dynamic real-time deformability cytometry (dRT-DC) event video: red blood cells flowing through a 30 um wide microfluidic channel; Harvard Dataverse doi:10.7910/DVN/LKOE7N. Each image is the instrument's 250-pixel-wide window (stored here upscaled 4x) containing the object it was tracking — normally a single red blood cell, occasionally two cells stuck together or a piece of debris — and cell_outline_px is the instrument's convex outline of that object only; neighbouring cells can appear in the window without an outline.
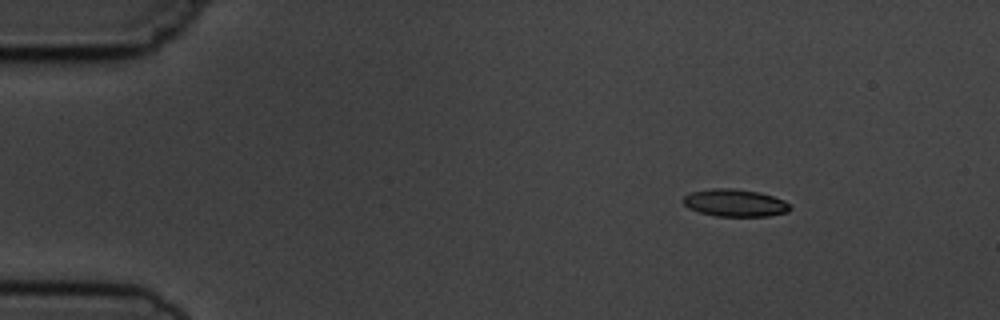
{"species": "common noctule bat (a hibernating species)", "species_latin": "Nyctalus noctula", "temperature_condition": "cold", "stored_images_in_passage": 5, "camera_frame_rate_fps": 3000, "um_per_image_px": 0.085, "animal": {"sex": "male", "body_mass_g": 19.5, "forearm_length_mm": 54.6}, "frame": {"image": 1, "passage_image": 3, "time_ms": 2.333, "image_size_px": [1000, 320], "cell_outline_px": [[792, 208], [788, 212], [768, 216], [716, 216], [700, 212], [688, 208], [684, 204], [684, 196], [692, 192], [712, 188], [732, 188], [760, 192], [784, 200]], "centroid_in_image_um": [62.49, 17.24], "position_along_channel_um": 22.5, "area_um2": 16.99}}
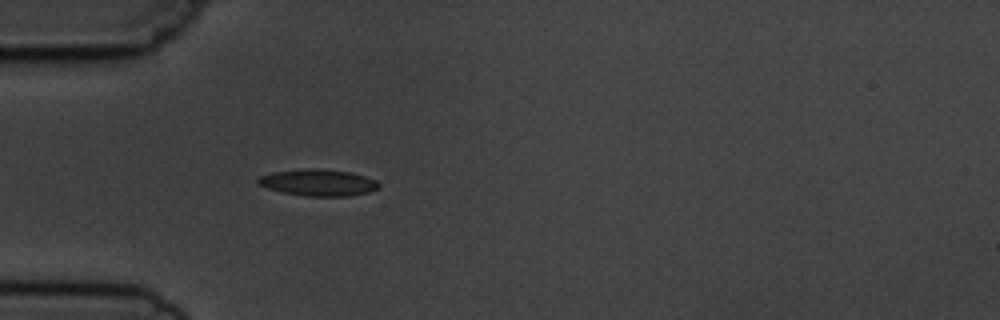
{"frame": {"image": 2, "passage_image": 5, "time_ms": 5.333, "image_size_px": [1000, 320], "cell_outline_px": [[380, 184], [376, 188], [368, 192], [352, 196], [308, 196], [284, 192], [268, 188], [256, 184], [256, 180], [260, 176], [272, 172], [308, 168], [316, 168], [352, 172], [376, 180]], "centroid_in_image_um": [27.04, 15.51], "position_along_channel_um": 58.0, "area_um2": 18.67}}